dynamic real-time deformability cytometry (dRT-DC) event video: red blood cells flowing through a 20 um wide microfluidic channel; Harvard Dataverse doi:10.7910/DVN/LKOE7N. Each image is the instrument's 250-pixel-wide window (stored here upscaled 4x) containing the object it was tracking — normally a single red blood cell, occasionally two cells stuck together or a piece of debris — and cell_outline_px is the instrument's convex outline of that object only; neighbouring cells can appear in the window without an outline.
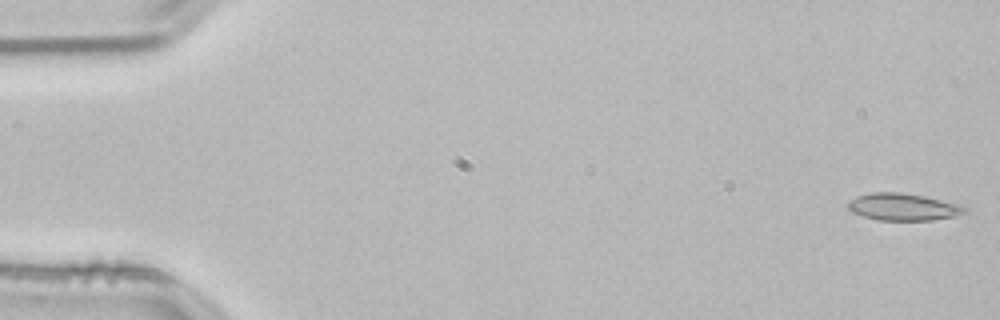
{"species": "common noctule bat (a hibernating species)", "species_latin": "Nyctalus noctula", "temperature_condition": "room temperature", "stored_images_in_passage": 14, "camera_frame_rate_fps": 3000, "um_per_image_px": 0.085, "animal": {"sex": "male", "body_mass_g": 21.5, "forearm_length_mm": 52.0}, "frame": {"image": 1, "passage_image": 1, "time_ms": 0.0, "image_size_px": [1000, 320], "cell_outline_px": [[968, 212], [956, 216], [932, 220], [876, 220], [852, 212], [848, 208], [848, 200], [856, 196], [872, 192], [904, 192], [924, 196], [960, 204], [968, 208]], "centroid_in_image_um": [76.78, 17.58], "position_along_channel_um": 8.2, "area_um2": 18.67}}
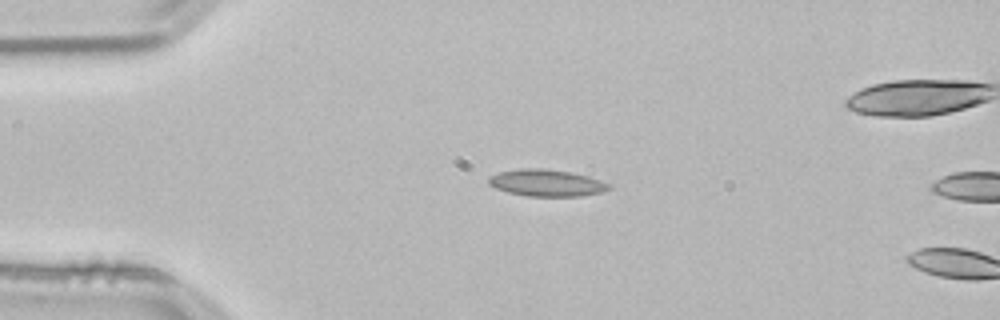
{"frame": {"image": 2, "passage_image": 12, "time_ms": 3.667, "image_size_px": [1000, 320], "cell_outline_px": [[612, 188], [600, 192], [580, 196], [528, 196], [508, 192], [496, 188], [488, 184], [488, 176], [500, 172], [520, 168], [544, 168], [572, 172], [588, 176], [612, 184]], "centroid_in_image_um": [46.46, 15.53], "position_along_channel_um": 38.5, "area_um2": 18.9}}